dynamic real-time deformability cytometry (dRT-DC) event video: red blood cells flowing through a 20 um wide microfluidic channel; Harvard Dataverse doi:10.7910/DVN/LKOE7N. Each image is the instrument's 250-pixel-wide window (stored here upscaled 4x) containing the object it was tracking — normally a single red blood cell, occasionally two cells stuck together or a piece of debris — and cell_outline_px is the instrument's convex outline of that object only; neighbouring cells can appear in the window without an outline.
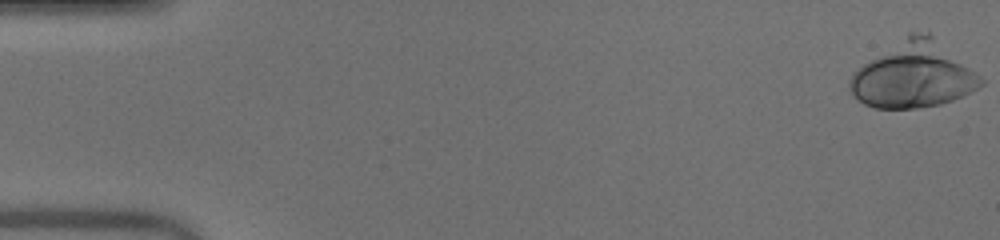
{"species": "human", "species_latin": "Homo sapiens", "temperature_condition": "warm", "stored_images_in_passage": 51, "camera_frame_rate_fps": 3000, "um_per_image_px": 0.085, "donor": {"sex": "male"}, "frame": {"image": 1, "passage_image": 1, "time_ms": 0.0, "image_size_px": [1000, 240], "cell_outline_px": [[984, 84], [964, 96], [940, 104], [916, 108], [876, 108], [864, 104], [848, 92], [848, 80], [852, 72], [908, 32], [928, 32], [980, 76], [984, 80]], "centroid_in_image_um": [77.6, 6.38], "position_along_channel_um": 7.4, "area_um2": 50.05}}
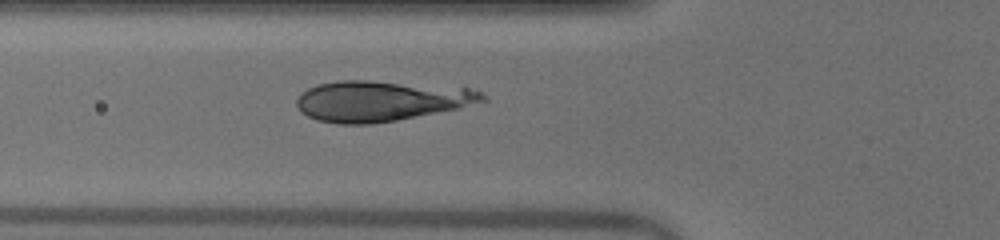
{"frame": {"image": 2, "passage_image": 19, "time_ms": 6.0, "image_size_px": [1000, 240], "cell_outline_px": [[488, 100], [460, 108], [396, 120], [372, 124], [336, 124], [316, 120], [300, 112], [296, 104], [296, 100], [308, 88], [316, 84], [340, 80], [368, 80], [468, 88], [480, 92], [488, 96]], "centroid_in_image_um": [32.36, 8.58], "position_along_channel_um": 93.4, "area_um2": 43.87}}
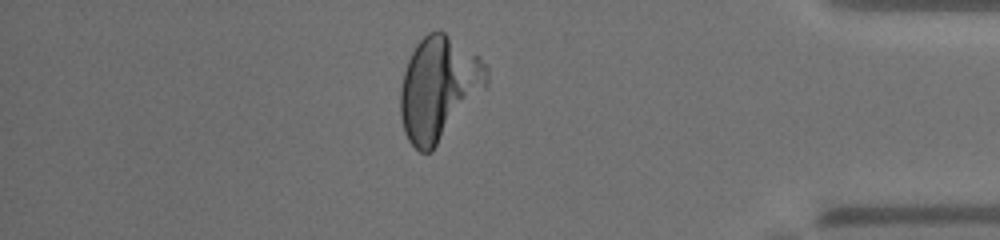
{"frame": {"image": 3, "passage_image": 44, "time_ms": 14.333, "image_size_px": [1000, 240], "cell_outline_px": [[464, 96], [432, 152], [420, 152], [408, 140], [404, 132], [400, 116], [400, 88], [404, 72], [408, 60], [416, 44], [428, 32], [444, 32], [448, 36], [464, 92]], "centroid_in_image_um": [36.52, 7.76], "position_along_channel_um": 398.7, "area_um2": 39.42}}